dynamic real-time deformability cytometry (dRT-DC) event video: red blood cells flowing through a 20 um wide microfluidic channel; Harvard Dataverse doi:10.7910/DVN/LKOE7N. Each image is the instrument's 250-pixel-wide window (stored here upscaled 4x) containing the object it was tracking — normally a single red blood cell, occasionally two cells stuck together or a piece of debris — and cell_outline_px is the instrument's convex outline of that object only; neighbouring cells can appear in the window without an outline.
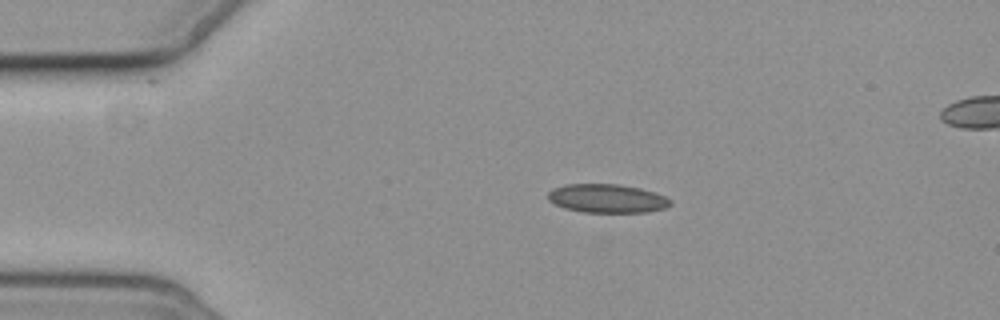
{"species": "common noctule bat (a hibernating species)", "species_latin": "Nyctalus noctula", "temperature_condition": "cold", "stored_images_in_passage": 3, "camera_frame_rate_fps": 3000, "um_per_image_px": 0.085, "animal": {"sex": "female", "body_mass_g": 19.3, "forearm_length_mm": 54.1}, "frame": {"image": 1, "passage_image": 1, "time_ms": 0.0, "image_size_px": [1000, 320], "cell_outline_px": [[672, 204], [664, 208], [648, 212], [584, 212], [564, 208], [548, 200], [548, 192], [552, 188], [564, 184], [616, 184], [640, 188], [656, 192], [672, 200]], "centroid_in_image_um": [51.6, 16.86], "position_along_channel_um": 33.4, "area_um2": 20.52}}